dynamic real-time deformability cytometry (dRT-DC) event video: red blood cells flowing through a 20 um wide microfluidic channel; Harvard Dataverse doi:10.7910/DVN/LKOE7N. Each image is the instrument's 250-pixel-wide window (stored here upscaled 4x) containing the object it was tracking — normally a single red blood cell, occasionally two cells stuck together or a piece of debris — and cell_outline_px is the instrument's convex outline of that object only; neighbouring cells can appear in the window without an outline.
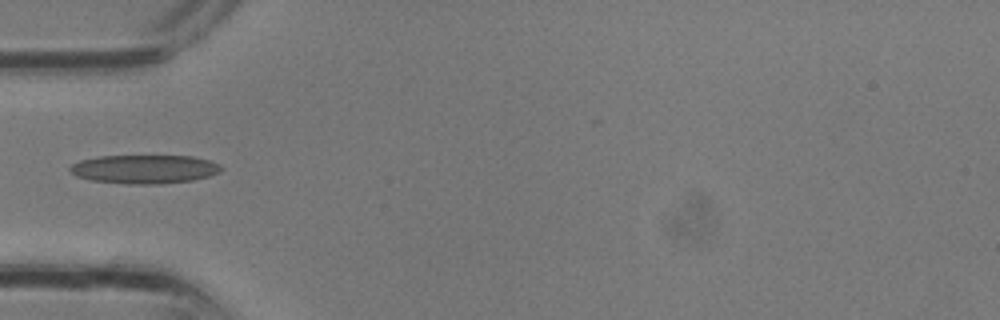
{"species": "common noctule bat (a hibernating species)", "species_latin": "Nyctalus noctula", "temperature_condition": "room temperature", "stored_images_in_passage": 1, "camera_frame_rate_fps": 3000, "um_per_image_px": 0.085, "animal": {"sex": "male", "body_mass_g": 13.3}, "frame": {"image": 1, "passage_image": 1, "time_ms": 0.0, "image_size_px": [1000, 320], "cell_outline_px": [[224, 168], [220, 172], [208, 176], [192, 180], [160, 184], [128, 184], [92, 180], [76, 176], [68, 172], [68, 168], [72, 164], [80, 160], [100, 156], [192, 156], [208, 160], [220, 164]], "centroid_in_image_um": [12.26, 14.38], "position_along_channel_um": 72.7, "area_um2": 25.37}}